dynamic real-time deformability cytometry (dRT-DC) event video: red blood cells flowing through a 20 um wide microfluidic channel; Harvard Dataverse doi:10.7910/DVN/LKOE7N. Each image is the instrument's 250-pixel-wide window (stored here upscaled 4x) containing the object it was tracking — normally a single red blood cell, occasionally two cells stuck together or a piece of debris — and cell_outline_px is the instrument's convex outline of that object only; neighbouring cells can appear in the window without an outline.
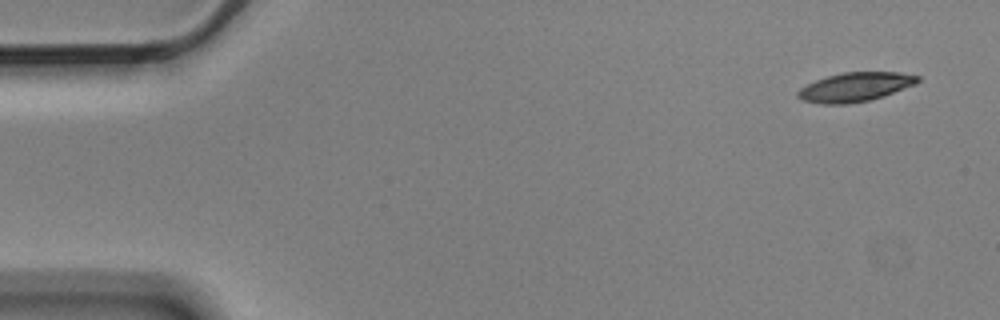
{"species": "Egyptian fruit bat (a non-hibernating species)", "species_latin": "Rousettus aegyptiacus", "temperature_condition": "cold", "stored_images_in_passage": 6, "camera_frame_rate_fps": 3000, "um_per_image_px": 0.085, "animal": {"sex": "male"}, "frame": {"image": 1, "passage_image": 1, "time_ms": 0.0, "image_size_px": [1000, 320], "cell_outline_px": [[920, 80], [916, 84], [884, 96], [868, 100], [848, 104], [820, 104], [804, 100], [796, 96], [796, 92], [800, 88], [816, 80], [828, 76], [844, 72], [900, 72], [920, 76]], "centroid_in_image_um": [72.71, 7.39], "position_along_channel_um": 12.3, "area_um2": 20.29}}
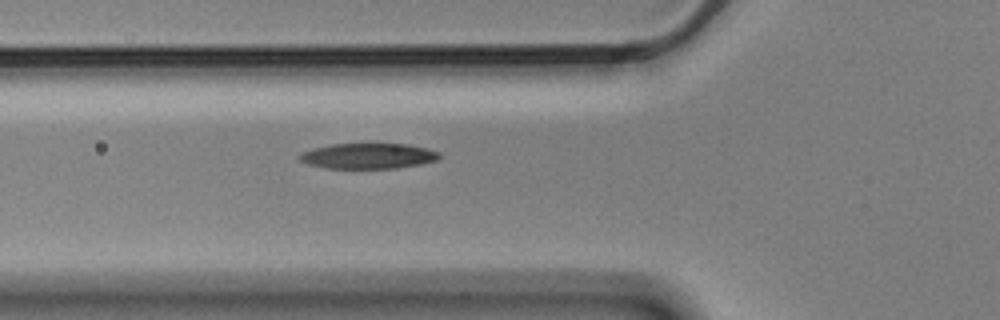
{"frame": {"image": 2, "passage_image": 6, "time_ms": 1.667, "image_size_px": [1000, 320], "cell_outline_px": [[440, 156], [436, 160], [420, 164], [396, 168], [324, 168], [308, 164], [300, 160], [296, 156], [300, 152], [312, 148], [332, 144], [408, 144], [428, 148], [440, 152]], "centroid_in_image_um": [31.26, 13.25], "position_along_channel_um": 94.5, "area_um2": 20.87}}